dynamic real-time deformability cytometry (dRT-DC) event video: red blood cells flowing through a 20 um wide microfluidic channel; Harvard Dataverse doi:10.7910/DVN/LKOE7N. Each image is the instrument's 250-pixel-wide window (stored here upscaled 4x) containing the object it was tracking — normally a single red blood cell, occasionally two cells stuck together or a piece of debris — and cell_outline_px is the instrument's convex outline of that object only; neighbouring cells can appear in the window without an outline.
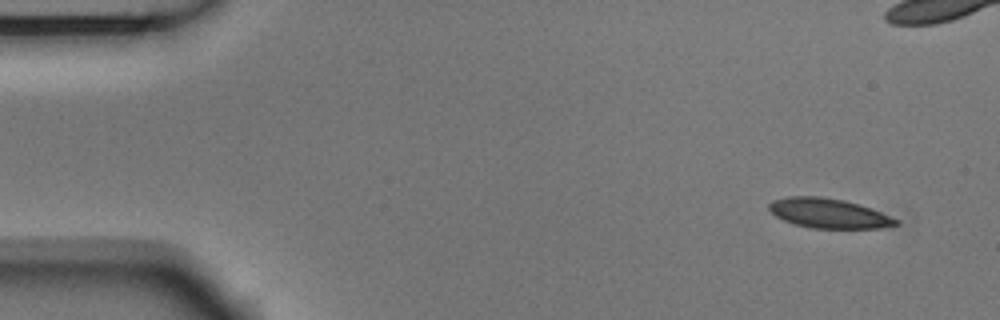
{"species": "Egyptian fruit bat (a non-hibernating species)", "species_latin": "Rousettus aegyptiacus", "temperature_condition": "room temperature", "stored_images_in_passage": 5, "camera_frame_rate_fps": 3000, "um_per_image_px": 0.085, "animal": {"sex": "male"}, "frame": {"image": 1, "passage_image": 1, "time_ms": 0.0, "image_size_px": [1000, 320], "cell_outline_px": [[900, 224], [880, 228], [812, 228], [792, 224], [776, 216], [768, 208], [768, 204], [772, 200], [788, 196], [820, 196], [844, 200], [860, 204], [900, 220]], "centroid_in_image_um": [70.43, 18.12], "position_along_channel_um": 14.6, "area_um2": 22.02}}